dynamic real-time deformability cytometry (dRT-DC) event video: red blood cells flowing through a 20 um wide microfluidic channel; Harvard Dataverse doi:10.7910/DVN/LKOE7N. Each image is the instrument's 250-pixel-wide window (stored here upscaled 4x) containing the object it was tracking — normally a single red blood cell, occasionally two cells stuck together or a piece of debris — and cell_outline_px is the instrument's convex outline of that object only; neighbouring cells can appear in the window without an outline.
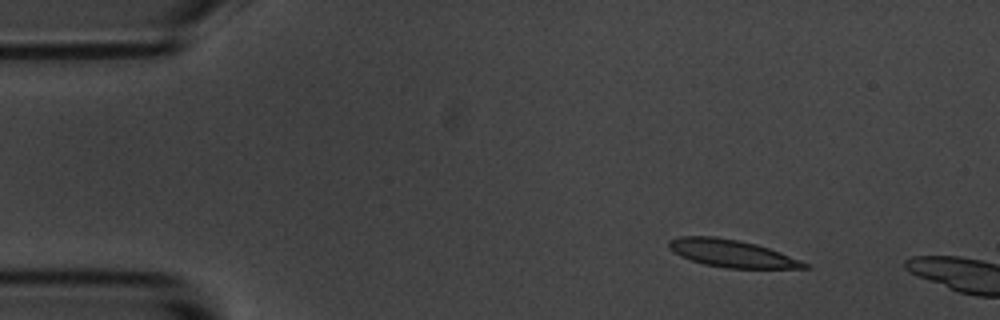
{"species": "common noctule bat (a hibernating species)", "species_latin": "Nyctalus noctula", "temperature_condition": "room temperature", "stored_images_in_passage": 3, "camera_frame_rate_fps": 3000, "um_per_image_px": 0.085, "animal": {"sex": "male", "body_mass_g": 20.1, "forearm_length_mm": 53.5}, "frame": {"image": 1, "passage_image": 1, "time_ms": 0.0, "image_size_px": [1000, 320], "cell_outline_px": [[812, 268], [728, 268], [704, 264], [680, 256], [668, 248], [668, 240], [680, 236], [716, 236], [740, 240], [756, 244], [780, 252], [800, 260], [808, 264]], "centroid_in_image_um": [62.17, 21.53], "position_along_channel_um": 22.8, "area_um2": 21.62}}